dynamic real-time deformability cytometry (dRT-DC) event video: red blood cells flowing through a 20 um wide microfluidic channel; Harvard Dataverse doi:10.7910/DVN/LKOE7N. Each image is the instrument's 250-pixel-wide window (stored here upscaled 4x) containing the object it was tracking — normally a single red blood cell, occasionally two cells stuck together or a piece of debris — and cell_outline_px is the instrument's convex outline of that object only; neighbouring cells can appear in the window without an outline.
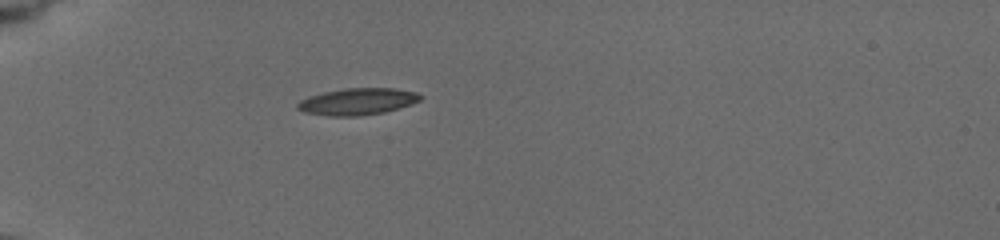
{"species": "common noctule bat (a hibernating species)", "species_latin": "Nyctalus noctula", "temperature_condition": "cold", "stored_images_in_passage": 4, "camera_frame_rate_fps": 3000, "um_per_image_px": 0.085, "animal": {"sex": "female", "body_mass_g": 19.5, "forearm_length_mm": 54.1}, "frame": {"image": 1, "passage_image": 1, "time_ms": 0.0, "image_size_px": [1000, 240], "cell_outline_px": [[424, 96], [420, 100], [400, 108], [384, 112], [360, 116], [328, 116], [304, 112], [296, 108], [296, 104], [300, 100], [308, 96], [324, 92], [344, 88], [396, 88], [416, 92]], "centroid_in_image_um": [30.38, 8.63], "position_along_channel_um": 54.6, "area_um2": 19.31}}
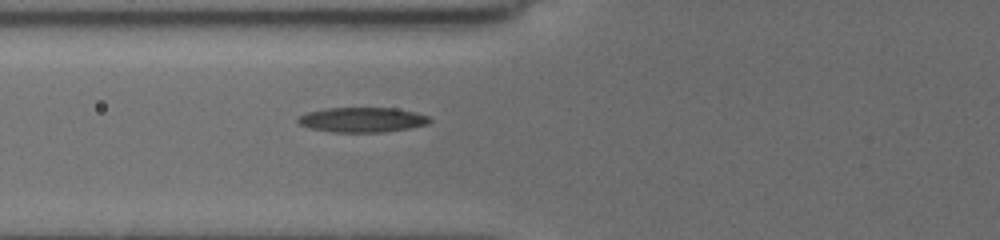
{"frame": {"image": 2, "passage_image": 4, "time_ms": 1.667, "image_size_px": [1000, 240], "cell_outline_px": [[432, 120], [428, 124], [408, 128], [384, 132], [336, 132], [312, 128], [300, 124], [296, 120], [300, 116], [308, 112], [328, 108], [396, 108], [416, 112], [428, 116]], "centroid_in_image_um": [30.84, 10.17], "position_along_channel_um": 95.0, "area_um2": 18.9}}